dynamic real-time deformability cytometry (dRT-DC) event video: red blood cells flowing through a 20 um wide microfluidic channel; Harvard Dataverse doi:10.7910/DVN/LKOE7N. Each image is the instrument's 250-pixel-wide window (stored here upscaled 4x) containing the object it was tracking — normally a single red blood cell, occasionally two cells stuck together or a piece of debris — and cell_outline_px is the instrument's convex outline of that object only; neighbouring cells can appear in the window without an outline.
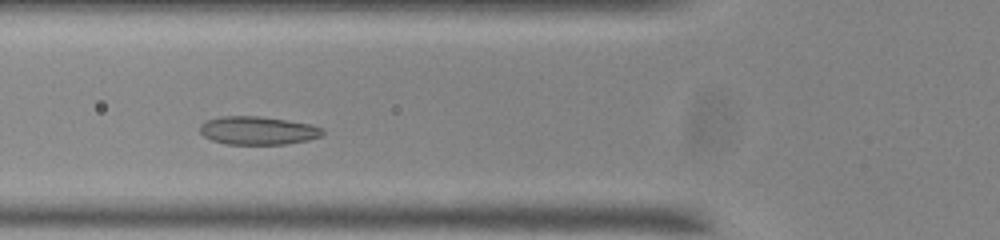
{"species": "common noctule bat (a hibernating species)", "species_latin": "Nyctalus noctula", "temperature_condition": "room temperature", "stored_images_in_passage": 48, "camera_frame_rate_fps": 3000, "um_per_image_px": 0.085, "animal": {"sex": "male", "body_mass_g": 20.0, "forearm_length_mm": 53.3}, "frame": {"image": 1, "passage_image": 12, "time_ms": 3.667, "image_size_px": [1000, 240], "cell_outline_px": [[324, 132], [320, 136], [308, 140], [284, 144], [228, 144], [212, 140], [204, 136], [200, 132], [200, 124], [208, 120], [220, 116], [260, 116], [312, 124], [324, 128]], "centroid_in_image_um": [21.93, 11.09], "position_along_channel_um": 103.9, "area_um2": 20.17}}
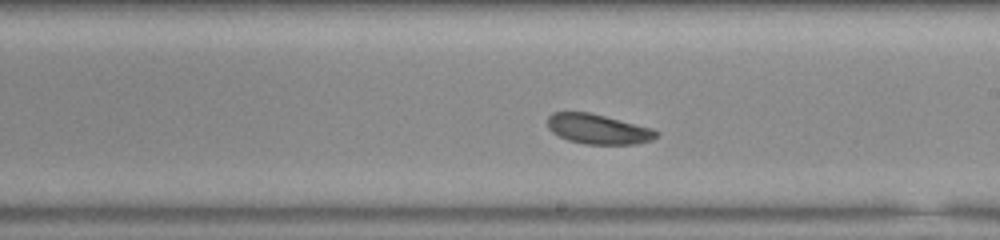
{"frame": {"image": 2, "passage_image": 23, "time_ms": 7.333, "image_size_px": [1000, 240], "cell_outline_px": [[660, 136], [652, 140], [636, 144], [584, 144], [568, 140], [552, 132], [548, 128], [548, 116], [552, 112], [588, 112], [652, 128], [660, 132]], "centroid_in_image_um": [50.86, 10.98], "position_along_channel_um": 238.1, "area_um2": 18.96}}
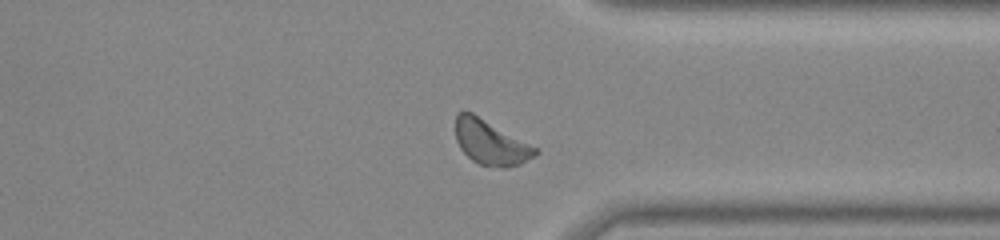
{"frame": {"image": 3, "passage_image": 34, "time_ms": 11.0, "image_size_px": [1000, 240], "cell_outline_px": [[540, 152], [520, 164], [504, 168], [500, 168], [480, 164], [472, 160], [460, 148], [456, 140], [456, 116], [460, 112], [472, 112], [540, 148]], "centroid_in_image_um": [41.75, 12.11], "position_along_channel_um": 369.7, "area_um2": 20.87}, "authors_computed_cell_mechanics": {"area_um2": 19.9699, "velocity_mm_per_s": 3.6721, "shape_relaxation_time_tau1_ms": 2.641, "shape_relaxation_time_tau2_ms": null, "deformation_change_tau1": 0.0572, "deformation_change_tau2": null}}